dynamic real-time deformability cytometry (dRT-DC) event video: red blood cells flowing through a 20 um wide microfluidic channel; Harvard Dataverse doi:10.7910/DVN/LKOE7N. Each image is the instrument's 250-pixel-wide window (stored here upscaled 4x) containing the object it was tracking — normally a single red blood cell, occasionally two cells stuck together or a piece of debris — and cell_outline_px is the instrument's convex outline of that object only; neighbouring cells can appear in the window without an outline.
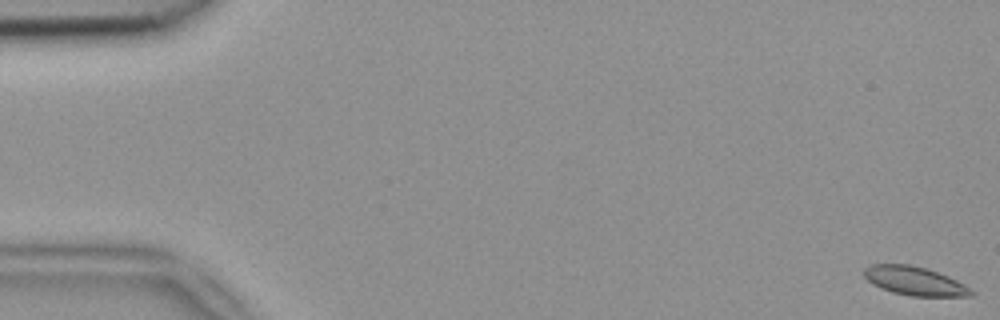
{"species": "common noctule bat (a hibernating species)", "species_latin": "Nyctalus noctula", "temperature_condition": "room temperature", "stored_images_in_passage": 5, "camera_frame_rate_fps": 3000, "um_per_image_px": 0.085, "animal": {"sex": "female", "body_mass_g": 18.4}, "frame": {"image": 1, "passage_image": 1, "time_ms": 0.0, "image_size_px": [1000, 320], "cell_outline_px": [[976, 292], [972, 296], [912, 296], [892, 292], [880, 288], [872, 284], [864, 276], [864, 268], [872, 264], [908, 264], [924, 268], [948, 276], [964, 284]], "centroid_in_image_um": [77.74, 23.89], "position_along_channel_um": 7.3, "area_um2": 17.86}}
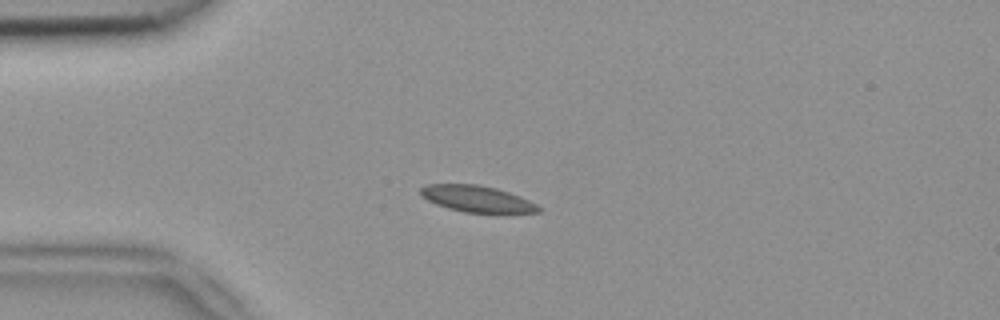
{"frame": {"image": 2, "passage_image": 5, "time_ms": 1.333, "image_size_px": [1000, 320], "cell_outline_px": [[544, 208], [540, 212], [464, 212], [448, 208], [436, 204], [420, 196], [420, 188], [424, 184], [476, 184], [496, 188], [520, 196]], "centroid_in_image_um": [40.51, 16.89], "position_along_channel_um": 44.5, "area_um2": 18.03}}